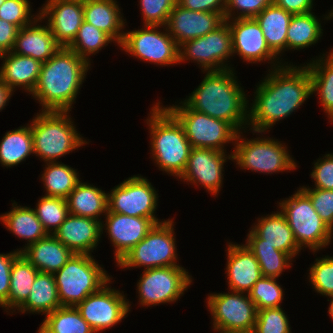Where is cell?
Instances as JSON below:
<instances>
[{"mask_svg": "<svg viewBox=\"0 0 333 333\" xmlns=\"http://www.w3.org/2000/svg\"><path fill=\"white\" fill-rule=\"evenodd\" d=\"M273 69L256 86V96L248 110V125L254 133L262 134L275 122L288 117L312 95L307 66L276 64Z\"/></svg>", "mask_w": 333, "mask_h": 333, "instance_id": "cell-1", "label": "cell"}, {"mask_svg": "<svg viewBox=\"0 0 333 333\" xmlns=\"http://www.w3.org/2000/svg\"><path fill=\"white\" fill-rule=\"evenodd\" d=\"M90 63L68 47H61L42 63L37 85L32 92L42 111H71Z\"/></svg>", "mask_w": 333, "mask_h": 333, "instance_id": "cell-2", "label": "cell"}, {"mask_svg": "<svg viewBox=\"0 0 333 333\" xmlns=\"http://www.w3.org/2000/svg\"><path fill=\"white\" fill-rule=\"evenodd\" d=\"M233 69L207 71L198 88L183 102L192 110L231 124L238 132L248 124V100Z\"/></svg>", "mask_w": 333, "mask_h": 333, "instance_id": "cell-3", "label": "cell"}, {"mask_svg": "<svg viewBox=\"0 0 333 333\" xmlns=\"http://www.w3.org/2000/svg\"><path fill=\"white\" fill-rule=\"evenodd\" d=\"M147 119L151 137L152 156L158 167L175 177L184 172L191 145L182 124L160 102L153 105Z\"/></svg>", "mask_w": 333, "mask_h": 333, "instance_id": "cell-4", "label": "cell"}, {"mask_svg": "<svg viewBox=\"0 0 333 333\" xmlns=\"http://www.w3.org/2000/svg\"><path fill=\"white\" fill-rule=\"evenodd\" d=\"M68 111H41L31 123L33 150L46 163L87 144L77 133Z\"/></svg>", "mask_w": 333, "mask_h": 333, "instance_id": "cell-5", "label": "cell"}, {"mask_svg": "<svg viewBox=\"0 0 333 333\" xmlns=\"http://www.w3.org/2000/svg\"><path fill=\"white\" fill-rule=\"evenodd\" d=\"M53 275L61 306H76L111 279L89 254H73Z\"/></svg>", "mask_w": 333, "mask_h": 333, "instance_id": "cell-6", "label": "cell"}, {"mask_svg": "<svg viewBox=\"0 0 333 333\" xmlns=\"http://www.w3.org/2000/svg\"><path fill=\"white\" fill-rule=\"evenodd\" d=\"M279 207L301 249L306 245L304 247L315 252L330 243L333 230L321 219L310 197L301 188L280 202Z\"/></svg>", "mask_w": 333, "mask_h": 333, "instance_id": "cell-7", "label": "cell"}, {"mask_svg": "<svg viewBox=\"0 0 333 333\" xmlns=\"http://www.w3.org/2000/svg\"><path fill=\"white\" fill-rule=\"evenodd\" d=\"M172 220L154 225L146 237L125 254L117 265L121 268L140 267L145 269L177 266V251Z\"/></svg>", "mask_w": 333, "mask_h": 333, "instance_id": "cell-8", "label": "cell"}, {"mask_svg": "<svg viewBox=\"0 0 333 333\" xmlns=\"http://www.w3.org/2000/svg\"><path fill=\"white\" fill-rule=\"evenodd\" d=\"M166 108L182 124L192 148H210L224 152V144L236 141L238 131L223 120L194 111L184 102L182 106Z\"/></svg>", "mask_w": 333, "mask_h": 333, "instance_id": "cell-9", "label": "cell"}, {"mask_svg": "<svg viewBox=\"0 0 333 333\" xmlns=\"http://www.w3.org/2000/svg\"><path fill=\"white\" fill-rule=\"evenodd\" d=\"M238 132L232 160L242 169L260 173H276L292 170L297 167L290 157L287 147L271 138H255L244 140Z\"/></svg>", "mask_w": 333, "mask_h": 333, "instance_id": "cell-10", "label": "cell"}, {"mask_svg": "<svg viewBox=\"0 0 333 333\" xmlns=\"http://www.w3.org/2000/svg\"><path fill=\"white\" fill-rule=\"evenodd\" d=\"M231 293V294H230ZM244 292L215 293L208 296L207 307L213 316L214 331L220 333H252L257 309Z\"/></svg>", "mask_w": 333, "mask_h": 333, "instance_id": "cell-11", "label": "cell"}, {"mask_svg": "<svg viewBox=\"0 0 333 333\" xmlns=\"http://www.w3.org/2000/svg\"><path fill=\"white\" fill-rule=\"evenodd\" d=\"M144 29L124 32L123 50L140 60L159 65L179 63V46L167 32H159L160 25H144Z\"/></svg>", "mask_w": 333, "mask_h": 333, "instance_id": "cell-12", "label": "cell"}, {"mask_svg": "<svg viewBox=\"0 0 333 333\" xmlns=\"http://www.w3.org/2000/svg\"><path fill=\"white\" fill-rule=\"evenodd\" d=\"M192 280L182 266L145 269L137 284L139 302L144 307L176 302Z\"/></svg>", "mask_w": 333, "mask_h": 333, "instance_id": "cell-13", "label": "cell"}, {"mask_svg": "<svg viewBox=\"0 0 333 333\" xmlns=\"http://www.w3.org/2000/svg\"><path fill=\"white\" fill-rule=\"evenodd\" d=\"M158 194L151 183L142 176L124 180L108 193V211L127 216L146 217L160 223L154 211Z\"/></svg>", "mask_w": 333, "mask_h": 333, "instance_id": "cell-14", "label": "cell"}, {"mask_svg": "<svg viewBox=\"0 0 333 333\" xmlns=\"http://www.w3.org/2000/svg\"><path fill=\"white\" fill-rule=\"evenodd\" d=\"M232 55L230 26L226 21L216 30L179 46V63L193 60L205 72L230 69L224 62Z\"/></svg>", "mask_w": 333, "mask_h": 333, "instance_id": "cell-15", "label": "cell"}, {"mask_svg": "<svg viewBox=\"0 0 333 333\" xmlns=\"http://www.w3.org/2000/svg\"><path fill=\"white\" fill-rule=\"evenodd\" d=\"M120 291L106 284L88 295L75 307L83 319L98 333L119 323L130 311V303Z\"/></svg>", "mask_w": 333, "mask_h": 333, "instance_id": "cell-16", "label": "cell"}, {"mask_svg": "<svg viewBox=\"0 0 333 333\" xmlns=\"http://www.w3.org/2000/svg\"><path fill=\"white\" fill-rule=\"evenodd\" d=\"M225 153L210 148H191L187 166L179 178L197 186L199 183L216 196L223 182L224 163L226 159L232 160V154Z\"/></svg>", "mask_w": 333, "mask_h": 333, "instance_id": "cell-17", "label": "cell"}, {"mask_svg": "<svg viewBox=\"0 0 333 333\" xmlns=\"http://www.w3.org/2000/svg\"><path fill=\"white\" fill-rule=\"evenodd\" d=\"M225 20L230 26L232 52L243 60L255 63L273 61L279 57L269 48L259 24L254 18H231ZM275 59V60H274Z\"/></svg>", "mask_w": 333, "mask_h": 333, "instance_id": "cell-18", "label": "cell"}, {"mask_svg": "<svg viewBox=\"0 0 333 333\" xmlns=\"http://www.w3.org/2000/svg\"><path fill=\"white\" fill-rule=\"evenodd\" d=\"M224 22L221 13L188 10L176 4L169 14L166 28L180 46L216 30Z\"/></svg>", "mask_w": 333, "mask_h": 333, "instance_id": "cell-19", "label": "cell"}, {"mask_svg": "<svg viewBox=\"0 0 333 333\" xmlns=\"http://www.w3.org/2000/svg\"><path fill=\"white\" fill-rule=\"evenodd\" d=\"M46 2L39 16L41 19L48 18L47 25L57 43L61 47H68L84 21L83 2L65 0H47Z\"/></svg>", "mask_w": 333, "mask_h": 333, "instance_id": "cell-20", "label": "cell"}, {"mask_svg": "<svg viewBox=\"0 0 333 333\" xmlns=\"http://www.w3.org/2000/svg\"><path fill=\"white\" fill-rule=\"evenodd\" d=\"M106 226L110 241L115 247V259L118 262L127 252L143 240L156 224L146 217H134L107 211Z\"/></svg>", "mask_w": 333, "mask_h": 333, "instance_id": "cell-21", "label": "cell"}, {"mask_svg": "<svg viewBox=\"0 0 333 333\" xmlns=\"http://www.w3.org/2000/svg\"><path fill=\"white\" fill-rule=\"evenodd\" d=\"M102 221L68 214L53 235L74 254H89L103 233Z\"/></svg>", "mask_w": 333, "mask_h": 333, "instance_id": "cell-22", "label": "cell"}, {"mask_svg": "<svg viewBox=\"0 0 333 333\" xmlns=\"http://www.w3.org/2000/svg\"><path fill=\"white\" fill-rule=\"evenodd\" d=\"M228 286L234 292H246L262 277L261 269L254 254L246 245L229 243L227 248Z\"/></svg>", "mask_w": 333, "mask_h": 333, "instance_id": "cell-23", "label": "cell"}, {"mask_svg": "<svg viewBox=\"0 0 333 333\" xmlns=\"http://www.w3.org/2000/svg\"><path fill=\"white\" fill-rule=\"evenodd\" d=\"M36 16V19L31 24L22 27L18 30L14 47L11 52L32 57L41 63L49 60L61 46L55 40L52 31L48 25H37L41 22V17ZM34 23V24H33Z\"/></svg>", "mask_w": 333, "mask_h": 333, "instance_id": "cell-24", "label": "cell"}, {"mask_svg": "<svg viewBox=\"0 0 333 333\" xmlns=\"http://www.w3.org/2000/svg\"><path fill=\"white\" fill-rule=\"evenodd\" d=\"M19 251L39 272L49 274L60 270L74 254L52 234Z\"/></svg>", "mask_w": 333, "mask_h": 333, "instance_id": "cell-25", "label": "cell"}, {"mask_svg": "<svg viewBox=\"0 0 333 333\" xmlns=\"http://www.w3.org/2000/svg\"><path fill=\"white\" fill-rule=\"evenodd\" d=\"M1 59L5 60L0 67V79L12 90L16 86H22L32 94L39 79L42 63L32 57L13 52L3 53Z\"/></svg>", "mask_w": 333, "mask_h": 333, "instance_id": "cell-26", "label": "cell"}, {"mask_svg": "<svg viewBox=\"0 0 333 333\" xmlns=\"http://www.w3.org/2000/svg\"><path fill=\"white\" fill-rule=\"evenodd\" d=\"M116 0H87L83 2L84 21L106 33L121 45L125 26ZM121 31V32H120Z\"/></svg>", "mask_w": 333, "mask_h": 333, "instance_id": "cell-27", "label": "cell"}, {"mask_svg": "<svg viewBox=\"0 0 333 333\" xmlns=\"http://www.w3.org/2000/svg\"><path fill=\"white\" fill-rule=\"evenodd\" d=\"M252 230L262 239V244H269L292 258L301 250L281 211L259 218Z\"/></svg>", "mask_w": 333, "mask_h": 333, "instance_id": "cell-28", "label": "cell"}, {"mask_svg": "<svg viewBox=\"0 0 333 333\" xmlns=\"http://www.w3.org/2000/svg\"><path fill=\"white\" fill-rule=\"evenodd\" d=\"M66 201L69 214L76 216L100 221V215L108 211V193L81 181L68 195Z\"/></svg>", "mask_w": 333, "mask_h": 333, "instance_id": "cell-29", "label": "cell"}, {"mask_svg": "<svg viewBox=\"0 0 333 333\" xmlns=\"http://www.w3.org/2000/svg\"><path fill=\"white\" fill-rule=\"evenodd\" d=\"M293 14L275 3L264 8L254 19L262 29L269 48L277 55L286 50V36Z\"/></svg>", "mask_w": 333, "mask_h": 333, "instance_id": "cell-30", "label": "cell"}, {"mask_svg": "<svg viewBox=\"0 0 333 333\" xmlns=\"http://www.w3.org/2000/svg\"><path fill=\"white\" fill-rule=\"evenodd\" d=\"M59 295L53 274L38 272L26 301L17 309L21 313L49 314L60 308Z\"/></svg>", "mask_w": 333, "mask_h": 333, "instance_id": "cell-31", "label": "cell"}, {"mask_svg": "<svg viewBox=\"0 0 333 333\" xmlns=\"http://www.w3.org/2000/svg\"><path fill=\"white\" fill-rule=\"evenodd\" d=\"M12 207L10 212L0 216V220L18 238L27 240L26 246L36 243L48 235L34 209L17 206V203H13Z\"/></svg>", "mask_w": 333, "mask_h": 333, "instance_id": "cell-32", "label": "cell"}, {"mask_svg": "<svg viewBox=\"0 0 333 333\" xmlns=\"http://www.w3.org/2000/svg\"><path fill=\"white\" fill-rule=\"evenodd\" d=\"M38 272L36 267L20 253L13 261L9 296L1 307L6 310L18 309L28 298Z\"/></svg>", "mask_w": 333, "mask_h": 333, "instance_id": "cell-33", "label": "cell"}, {"mask_svg": "<svg viewBox=\"0 0 333 333\" xmlns=\"http://www.w3.org/2000/svg\"><path fill=\"white\" fill-rule=\"evenodd\" d=\"M326 56L306 64L311 78V92L318 93L324 112L333 123V49Z\"/></svg>", "mask_w": 333, "mask_h": 333, "instance_id": "cell-34", "label": "cell"}, {"mask_svg": "<svg viewBox=\"0 0 333 333\" xmlns=\"http://www.w3.org/2000/svg\"><path fill=\"white\" fill-rule=\"evenodd\" d=\"M245 245L257 259L264 277L278 278L292 264L289 261L293 258L289 254L262 244V239L253 230L249 231Z\"/></svg>", "mask_w": 333, "mask_h": 333, "instance_id": "cell-35", "label": "cell"}, {"mask_svg": "<svg viewBox=\"0 0 333 333\" xmlns=\"http://www.w3.org/2000/svg\"><path fill=\"white\" fill-rule=\"evenodd\" d=\"M31 153L34 154L31 125L6 132L0 142V163L7 168L18 165Z\"/></svg>", "mask_w": 333, "mask_h": 333, "instance_id": "cell-36", "label": "cell"}, {"mask_svg": "<svg viewBox=\"0 0 333 333\" xmlns=\"http://www.w3.org/2000/svg\"><path fill=\"white\" fill-rule=\"evenodd\" d=\"M313 12L293 15L286 36V49H303L318 42L322 36L321 23Z\"/></svg>", "mask_w": 333, "mask_h": 333, "instance_id": "cell-37", "label": "cell"}, {"mask_svg": "<svg viewBox=\"0 0 333 333\" xmlns=\"http://www.w3.org/2000/svg\"><path fill=\"white\" fill-rule=\"evenodd\" d=\"M45 316L38 333H95L75 306H62Z\"/></svg>", "mask_w": 333, "mask_h": 333, "instance_id": "cell-38", "label": "cell"}, {"mask_svg": "<svg viewBox=\"0 0 333 333\" xmlns=\"http://www.w3.org/2000/svg\"><path fill=\"white\" fill-rule=\"evenodd\" d=\"M46 164L41 177L47 192L45 196L66 199L80 182L77 171L60 162Z\"/></svg>", "mask_w": 333, "mask_h": 333, "instance_id": "cell-39", "label": "cell"}, {"mask_svg": "<svg viewBox=\"0 0 333 333\" xmlns=\"http://www.w3.org/2000/svg\"><path fill=\"white\" fill-rule=\"evenodd\" d=\"M113 40L100 29L83 21L73 42L68 46L81 58L89 62L90 54L97 53Z\"/></svg>", "mask_w": 333, "mask_h": 333, "instance_id": "cell-40", "label": "cell"}, {"mask_svg": "<svg viewBox=\"0 0 333 333\" xmlns=\"http://www.w3.org/2000/svg\"><path fill=\"white\" fill-rule=\"evenodd\" d=\"M36 205L37 218L47 234L53 235L69 214L66 199L43 196Z\"/></svg>", "mask_w": 333, "mask_h": 333, "instance_id": "cell-41", "label": "cell"}, {"mask_svg": "<svg viewBox=\"0 0 333 333\" xmlns=\"http://www.w3.org/2000/svg\"><path fill=\"white\" fill-rule=\"evenodd\" d=\"M277 279L262 276L257 280L248 292L249 297L255 303L256 309L281 307L283 289L277 284Z\"/></svg>", "mask_w": 333, "mask_h": 333, "instance_id": "cell-42", "label": "cell"}, {"mask_svg": "<svg viewBox=\"0 0 333 333\" xmlns=\"http://www.w3.org/2000/svg\"><path fill=\"white\" fill-rule=\"evenodd\" d=\"M289 320L280 307L257 310L252 333H290Z\"/></svg>", "mask_w": 333, "mask_h": 333, "instance_id": "cell-43", "label": "cell"}, {"mask_svg": "<svg viewBox=\"0 0 333 333\" xmlns=\"http://www.w3.org/2000/svg\"><path fill=\"white\" fill-rule=\"evenodd\" d=\"M309 271L314 289L321 295L333 296V257L316 259Z\"/></svg>", "mask_w": 333, "mask_h": 333, "instance_id": "cell-44", "label": "cell"}, {"mask_svg": "<svg viewBox=\"0 0 333 333\" xmlns=\"http://www.w3.org/2000/svg\"><path fill=\"white\" fill-rule=\"evenodd\" d=\"M177 0H140L145 25L166 26Z\"/></svg>", "mask_w": 333, "mask_h": 333, "instance_id": "cell-45", "label": "cell"}, {"mask_svg": "<svg viewBox=\"0 0 333 333\" xmlns=\"http://www.w3.org/2000/svg\"><path fill=\"white\" fill-rule=\"evenodd\" d=\"M30 16L31 7L28 0H5L0 6V18L16 25L19 29L34 22L36 18Z\"/></svg>", "mask_w": 333, "mask_h": 333, "instance_id": "cell-46", "label": "cell"}, {"mask_svg": "<svg viewBox=\"0 0 333 333\" xmlns=\"http://www.w3.org/2000/svg\"><path fill=\"white\" fill-rule=\"evenodd\" d=\"M321 219L333 230V190L301 187Z\"/></svg>", "mask_w": 333, "mask_h": 333, "instance_id": "cell-47", "label": "cell"}, {"mask_svg": "<svg viewBox=\"0 0 333 333\" xmlns=\"http://www.w3.org/2000/svg\"><path fill=\"white\" fill-rule=\"evenodd\" d=\"M274 3V0H226L225 20H230L235 13L233 10L240 11L234 18H254L264 8ZM233 13V14H232Z\"/></svg>", "mask_w": 333, "mask_h": 333, "instance_id": "cell-48", "label": "cell"}, {"mask_svg": "<svg viewBox=\"0 0 333 333\" xmlns=\"http://www.w3.org/2000/svg\"><path fill=\"white\" fill-rule=\"evenodd\" d=\"M325 157V158H324ZM323 159L315 162L311 177L314 179L316 188L333 190V153L326 154Z\"/></svg>", "mask_w": 333, "mask_h": 333, "instance_id": "cell-49", "label": "cell"}, {"mask_svg": "<svg viewBox=\"0 0 333 333\" xmlns=\"http://www.w3.org/2000/svg\"><path fill=\"white\" fill-rule=\"evenodd\" d=\"M20 254L17 249L12 253L0 254V306L8 299L10 274L14 259Z\"/></svg>", "mask_w": 333, "mask_h": 333, "instance_id": "cell-50", "label": "cell"}, {"mask_svg": "<svg viewBox=\"0 0 333 333\" xmlns=\"http://www.w3.org/2000/svg\"><path fill=\"white\" fill-rule=\"evenodd\" d=\"M177 4L193 11L225 14L226 0H177Z\"/></svg>", "mask_w": 333, "mask_h": 333, "instance_id": "cell-51", "label": "cell"}, {"mask_svg": "<svg viewBox=\"0 0 333 333\" xmlns=\"http://www.w3.org/2000/svg\"><path fill=\"white\" fill-rule=\"evenodd\" d=\"M19 28L0 18V51L2 53L11 52Z\"/></svg>", "mask_w": 333, "mask_h": 333, "instance_id": "cell-52", "label": "cell"}, {"mask_svg": "<svg viewBox=\"0 0 333 333\" xmlns=\"http://www.w3.org/2000/svg\"><path fill=\"white\" fill-rule=\"evenodd\" d=\"M274 3L293 15L312 12L313 0H274Z\"/></svg>", "mask_w": 333, "mask_h": 333, "instance_id": "cell-53", "label": "cell"}, {"mask_svg": "<svg viewBox=\"0 0 333 333\" xmlns=\"http://www.w3.org/2000/svg\"><path fill=\"white\" fill-rule=\"evenodd\" d=\"M12 92H14L5 82L0 79V110L6 106Z\"/></svg>", "mask_w": 333, "mask_h": 333, "instance_id": "cell-54", "label": "cell"}, {"mask_svg": "<svg viewBox=\"0 0 333 333\" xmlns=\"http://www.w3.org/2000/svg\"><path fill=\"white\" fill-rule=\"evenodd\" d=\"M329 298H331V299H330V306H329L328 312H329L330 317L333 320V296H330Z\"/></svg>", "mask_w": 333, "mask_h": 333, "instance_id": "cell-55", "label": "cell"}, {"mask_svg": "<svg viewBox=\"0 0 333 333\" xmlns=\"http://www.w3.org/2000/svg\"><path fill=\"white\" fill-rule=\"evenodd\" d=\"M331 11H332V12H330L329 15H328L327 17L325 16L326 20H327V19L329 20L330 18L333 17V10H331Z\"/></svg>", "mask_w": 333, "mask_h": 333, "instance_id": "cell-56", "label": "cell"}, {"mask_svg": "<svg viewBox=\"0 0 333 333\" xmlns=\"http://www.w3.org/2000/svg\"><path fill=\"white\" fill-rule=\"evenodd\" d=\"M65 1H78V2H85L87 0H65Z\"/></svg>", "mask_w": 333, "mask_h": 333, "instance_id": "cell-57", "label": "cell"}, {"mask_svg": "<svg viewBox=\"0 0 333 333\" xmlns=\"http://www.w3.org/2000/svg\"><path fill=\"white\" fill-rule=\"evenodd\" d=\"M5 2V0H0V6Z\"/></svg>", "mask_w": 333, "mask_h": 333, "instance_id": "cell-58", "label": "cell"}]
</instances>
